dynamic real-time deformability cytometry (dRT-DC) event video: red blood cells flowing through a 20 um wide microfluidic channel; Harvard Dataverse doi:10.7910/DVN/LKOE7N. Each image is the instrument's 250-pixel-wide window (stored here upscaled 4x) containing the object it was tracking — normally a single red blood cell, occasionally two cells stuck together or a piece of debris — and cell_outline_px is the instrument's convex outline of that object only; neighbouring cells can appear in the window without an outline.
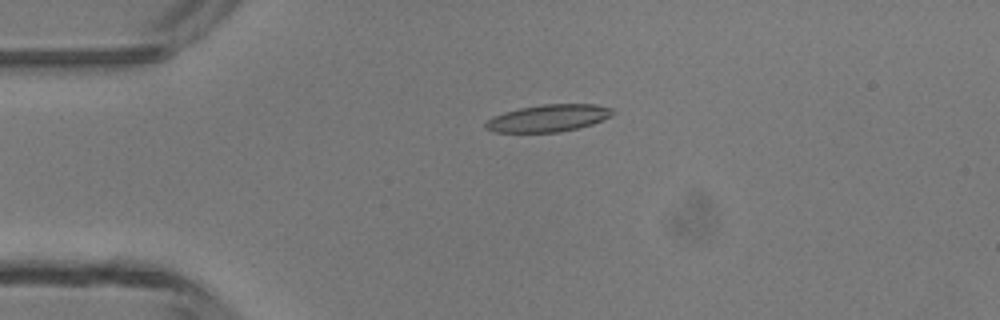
{"species": "common noctule bat (a hibernating species)", "species_latin": "Nyctalus noctula", "temperature_condition": "room temperature", "stored_images_in_passage": 4, "camera_frame_rate_fps": 3000, "um_per_image_px": 0.085, "animal": {"sex": "male", "body_mass_g": 13.3}, "frame": {"image": 1, "passage_image": 3, "time_ms": 2.333, "image_size_px": [1000, 320], "cell_outline_px": [[616, 112], [592, 124], [560, 132], [496, 132], [484, 128], [484, 124], [492, 116], [504, 112], [520, 108], [544, 104], [596, 104], [612, 108]], "centroid_in_image_um": [46.58, 10.04], "position_along_channel_um": 38.4, "area_um2": 19.94}}